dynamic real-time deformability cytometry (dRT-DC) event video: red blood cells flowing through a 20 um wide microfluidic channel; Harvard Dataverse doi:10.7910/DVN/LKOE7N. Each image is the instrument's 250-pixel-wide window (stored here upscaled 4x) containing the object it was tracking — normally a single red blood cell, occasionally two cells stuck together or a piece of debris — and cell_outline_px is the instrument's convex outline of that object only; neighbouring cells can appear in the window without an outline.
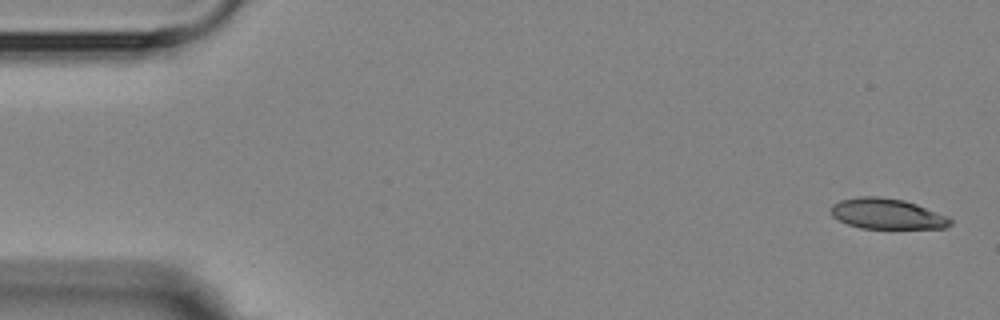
{"species": "Egyptian fruit bat (a non-hibernating species)", "species_latin": "Rousettus aegyptiacus", "temperature_condition": "room temperature", "stored_images_in_passage": 3, "camera_frame_rate_fps": 3000, "um_per_image_px": 0.085, "animal": {"sex": "female"}, "frame": {"image": 1, "passage_image": 1, "time_ms": 0.0, "image_size_px": [1000, 320], "cell_outline_px": [[952, 224], [944, 228], [860, 228], [848, 224], [832, 216], [832, 204], [840, 200], [860, 196], [880, 196], [904, 200], [916, 204], [948, 216], [952, 220]], "centroid_in_image_um": [75.41, 18.17], "position_along_channel_um": 9.6, "area_um2": 21.15}}